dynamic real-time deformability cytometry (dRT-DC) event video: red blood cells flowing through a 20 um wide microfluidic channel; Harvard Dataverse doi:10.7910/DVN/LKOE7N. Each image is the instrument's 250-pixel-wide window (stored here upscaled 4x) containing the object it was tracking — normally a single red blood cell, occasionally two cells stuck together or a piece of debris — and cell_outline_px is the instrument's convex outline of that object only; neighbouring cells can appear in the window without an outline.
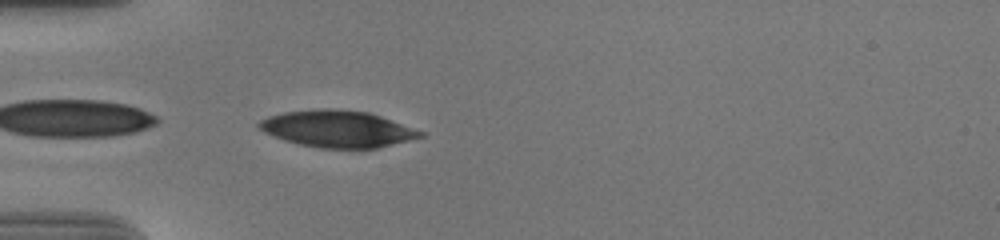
{"species": "human", "species_latin": "Homo sapiens", "temperature_condition": "cold", "stored_images_in_passage": 39, "camera_frame_rate_fps": 3000, "um_per_image_px": 0.085, "donor": {"sex": "male"}, "frame": {"image": 1, "passage_image": 1, "time_ms": 0.0, "image_size_px": [1000, 240], "cell_outline_px": [[428, 136], [376, 148], [320, 148], [300, 144], [284, 140], [264, 132], [256, 124], [260, 120], [268, 116], [284, 112], [320, 108], [332, 108], [368, 112], [428, 132]], "centroid_in_image_um": [28.74, 10.95], "position_along_channel_um": 56.3, "area_um2": 34.8}}
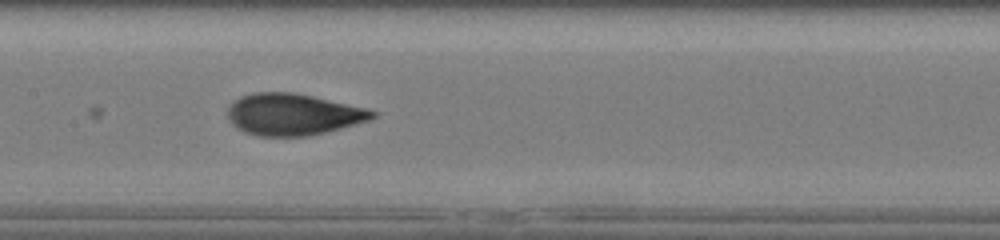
{"frame": {"image": 2, "passage_image": 12, "time_ms": 3.667, "image_size_px": [1000, 240], "cell_outline_px": [[376, 116], [372, 120], [308, 136], [260, 136], [244, 132], [236, 128], [228, 120], [228, 108], [240, 96], [252, 92], [292, 92], [312, 96], [368, 108], [376, 112]], "centroid_in_image_um": [24.91, 9.72], "position_along_channel_um": 182.5, "area_um2": 35.14}}
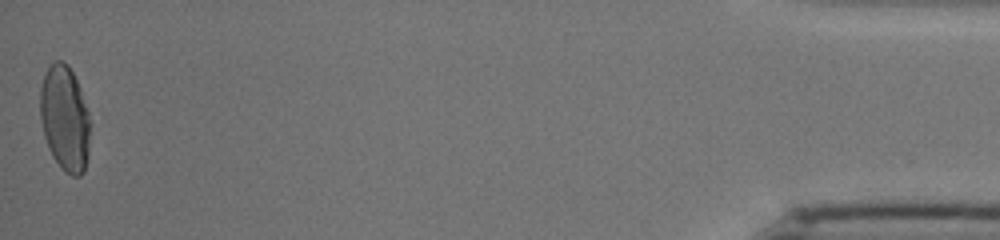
{"frame": {"image": 3, "passage_image": 39, "time_ms": 12.667, "image_size_px": [1000, 240], "cell_outline_px": [[92, 124], [88, 156], [84, 172], [80, 176], [72, 176], [60, 168], [52, 156], [48, 148], [44, 136], [40, 120], [40, 88], [44, 76], [48, 68], [56, 60], [60, 60], [68, 64], [76, 80], [88, 112]], "centroid_in_image_um": [5.52, 10.12], "position_along_channel_um": 429.7, "area_um2": 31.1}, "authors_computed_cell_mechanics": {"area_um2": 34.2176, "velocity_mm_per_s": 3.7103, "shape_relaxation_time_tau1_ms": 5.0184, "shape_relaxation_time_tau2_ms": 0.9282, "deformation_change_tau1": 0.1937, "deformation_change_tau2": 0.0664}}